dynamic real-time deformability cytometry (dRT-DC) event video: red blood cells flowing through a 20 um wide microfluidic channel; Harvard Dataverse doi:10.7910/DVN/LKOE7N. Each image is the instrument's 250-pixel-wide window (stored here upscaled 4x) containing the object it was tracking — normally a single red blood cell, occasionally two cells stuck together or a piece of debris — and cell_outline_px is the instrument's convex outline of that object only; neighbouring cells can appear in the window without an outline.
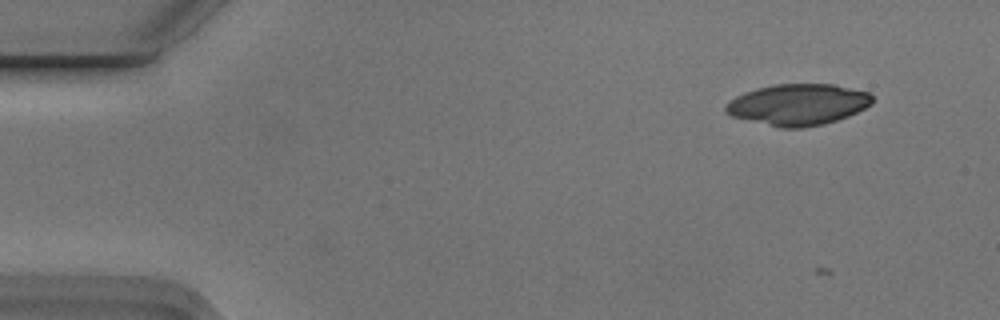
{"species": "Egyptian fruit bat (a non-hibernating species)", "species_latin": "Rousettus aegyptiacus", "temperature_condition": "cold", "stored_images_in_passage": 4, "camera_frame_rate_fps": 3000, "um_per_image_px": 0.085, "animal": {"sex": "male"}, "frame": {"image": 1, "passage_image": 1, "time_ms": 0.0, "image_size_px": [1000, 320], "cell_outline_px": [[872, 104], [848, 116], [824, 124], [800, 128], [780, 128], [732, 116], [724, 112], [724, 104], [728, 100], [744, 92], [756, 88], [772, 84], [836, 84], [868, 92], [872, 96]], "centroid_in_image_um": [67.79, 8.88], "position_along_channel_um": 17.2, "area_um2": 35.43}}